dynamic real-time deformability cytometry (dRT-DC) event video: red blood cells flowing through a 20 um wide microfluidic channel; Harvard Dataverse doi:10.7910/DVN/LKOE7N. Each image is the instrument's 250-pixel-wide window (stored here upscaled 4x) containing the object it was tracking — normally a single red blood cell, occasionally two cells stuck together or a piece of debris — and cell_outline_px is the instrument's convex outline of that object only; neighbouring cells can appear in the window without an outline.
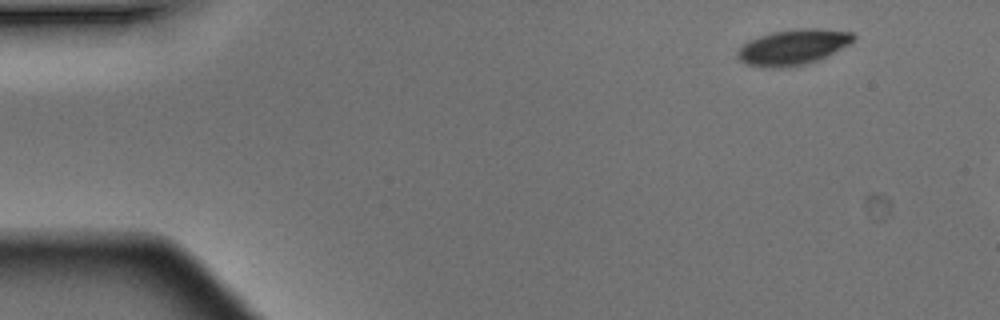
{"species": "Egyptian fruit bat (a non-hibernating species)", "species_latin": "Rousettus aegyptiacus", "temperature_condition": "warm", "stored_images_in_passage": 5, "segment_of_instrument_passage": [2, 2], "camera_frame_rate_fps": 3000, "um_per_image_px": 0.085, "animal": {"sex": "male"}, "frame": {"image": 1, "passage_image": 5, "time_ms": 1.333, "image_size_px": [1000, 320], "cell_outline_px": [[856, 40], [808, 64], [784, 68], [764, 68], [748, 64], [740, 60], [736, 56], [736, 52], [748, 40], [772, 32], [804, 28], [820, 28], [852, 32], [856, 36]], "centroid_in_image_um": [67.39, 4.01], "position_along_channel_um": 17.6, "area_um2": 23.87}}